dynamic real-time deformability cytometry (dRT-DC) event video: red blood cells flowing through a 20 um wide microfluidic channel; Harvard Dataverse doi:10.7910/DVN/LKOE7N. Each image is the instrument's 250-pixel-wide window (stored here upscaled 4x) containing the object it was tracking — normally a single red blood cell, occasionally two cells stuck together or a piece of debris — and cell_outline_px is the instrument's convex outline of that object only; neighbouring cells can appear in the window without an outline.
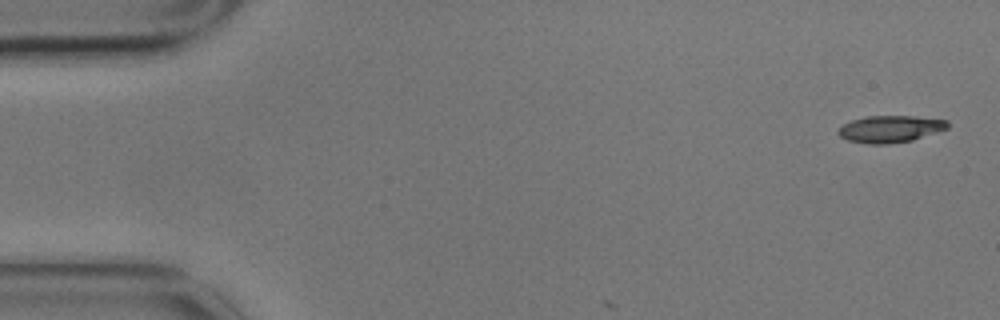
{"species": "common noctule bat (a hibernating species)", "species_latin": "Nyctalus noctula", "temperature_condition": "cold", "stored_images_in_passage": 3, "camera_frame_rate_fps": 3000, "um_per_image_px": 0.085, "animal": {"sex": "male", "body_mass_g": 17.9}, "frame": {"image": 1, "passage_image": 1, "time_ms": 0.0, "image_size_px": [1000, 320], "cell_outline_px": [[948, 128], [912, 140], [888, 144], [868, 144], [848, 140], [840, 136], [836, 132], [844, 124], [852, 120], [864, 116], [916, 116], [948, 120]], "centroid_in_image_um": [75.66, 10.96], "position_along_channel_um": 9.3, "area_um2": 17.11}}
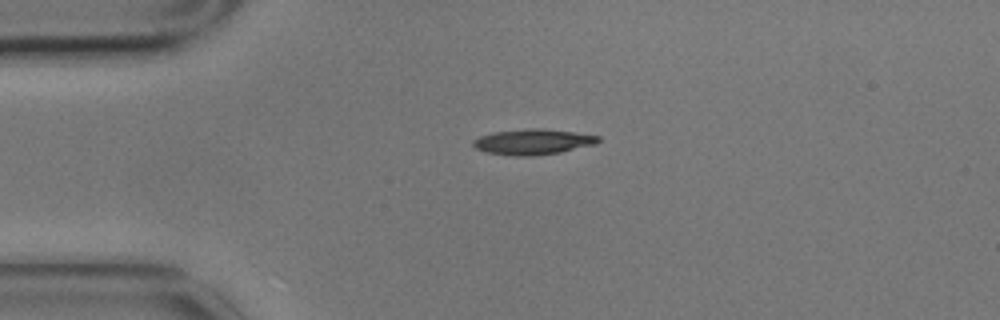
{"frame": {"image": 2, "passage_image": 3, "time_ms": 0.667, "image_size_px": [1000, 320], "cell_outline_px": [[600, 140], [596, 144], [560, 152], [532, 156], [516, 156], [488, 152], [476, 148], [472, 144], [472, 140], [480, 136], [492, 132], [524, 128], [540, 128], [572, 132], [600, 136]], "centroid_in_image_um": [45.28, 12.04], "position_along_channel_um": 39.7, "area_um2": 18.55}}